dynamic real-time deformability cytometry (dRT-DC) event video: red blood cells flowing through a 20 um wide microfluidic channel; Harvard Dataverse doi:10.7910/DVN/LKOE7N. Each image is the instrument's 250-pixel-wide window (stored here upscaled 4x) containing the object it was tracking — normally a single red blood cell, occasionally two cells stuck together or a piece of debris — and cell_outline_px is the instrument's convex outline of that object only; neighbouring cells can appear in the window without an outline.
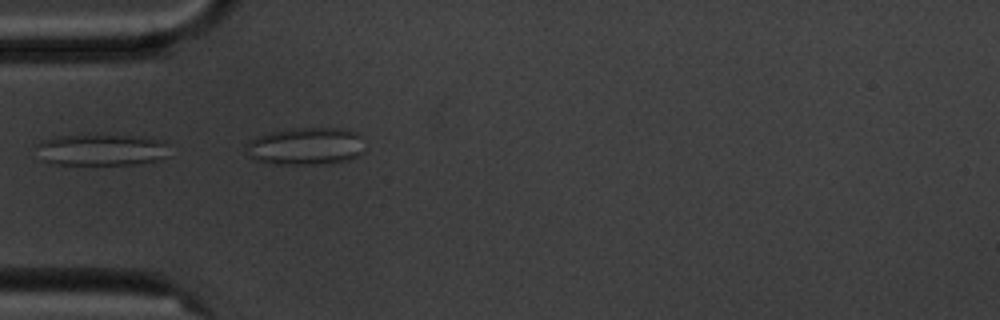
{"species": "common noctule bat (a hibernating species)", "species_latin": "Nyctalus noctula", "temperature_condition": "cold", "stored_images_in_passage": 3, "camera_frame_rate_fps": 3000, "um_per_image_px": 0.085, "animal": {"sex": "male", "body_mass_g": 20.1, "forearm_length_mm": 53.5}, "frame": {"image": 1, "passage_image": 2, "time_ms": 1.0, "image_size_px": [1000, 320], "cell_outline_px": [[164, 156], [160, 160], [136, 164], [52, 164], [44, 160], [36, 144], [44, 140], [56, 136], [80, 132], [96, 132], [144, 136], [164, 140]], "centroid_in_image_um": [8.59, 12.66], "position_along_channel_um": 76.4, "area_um2": 25.26}}